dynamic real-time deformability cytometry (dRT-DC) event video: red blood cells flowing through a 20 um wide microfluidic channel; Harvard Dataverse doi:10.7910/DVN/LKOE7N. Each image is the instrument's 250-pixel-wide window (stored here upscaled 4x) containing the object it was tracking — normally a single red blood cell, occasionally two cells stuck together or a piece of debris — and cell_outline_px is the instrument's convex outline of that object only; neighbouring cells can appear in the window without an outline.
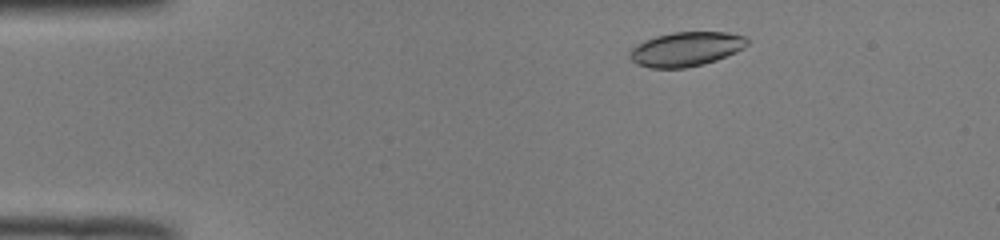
{"species": "common noctule bat (a hibernating species)", "species_latin": "Nyctalus noctula", "temperature_condition": "room temperature", "stored_images_in_passage": 13, "camera_frame_rate_fps": 3000, "um_per_image_px": 0.085, "animal": {"sex": "male", "body_mass_g": 19.0, "forearm_length_mm": 50.8}, "frame": {"image": 1, "passage_image": 6, "time_ms": 1.667, "image_size_px": [1000, 240], "cell_outline_px": [[748, 44], [744, 48], [736, 52], [716, 60], [704, 64], [684, 68], [652, 68], [636, 64], [628, 56], [628, 52], [636, 44], [644, 40], [656, 36], [672, 32], [728, 32], [748, 36]], "centroid_in_image_um": [58.32, 4.16], "position_along_channel_um": 26.7, "area_um2": 23.76}}